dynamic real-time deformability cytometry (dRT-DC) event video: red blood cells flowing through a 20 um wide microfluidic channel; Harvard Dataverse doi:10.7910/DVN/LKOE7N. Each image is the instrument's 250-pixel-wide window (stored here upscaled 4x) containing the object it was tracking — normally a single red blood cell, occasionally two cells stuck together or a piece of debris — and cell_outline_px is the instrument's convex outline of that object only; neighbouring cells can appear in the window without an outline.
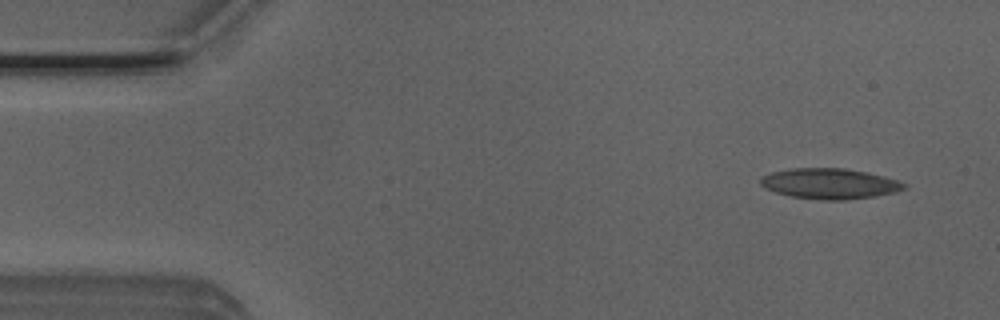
{"species": "Egyptian fruit bat (a non-hibernating species)", "species_latin": "Rousettus aegyptiacus", "temperature_condition": "room temperature", "stored_images_in_passage": 5, "camera_frame_rate_fps": 3000, "um_per_image_px": 0.085, "animal": {"sex": "male"}, "frame": {"image": 1, "passage_image": 1, "time_ms": 0.0, "image_size_px": [1000, 320], "cell_outline_px": [[908, 188], [896, 192], [876, 196], [844, 200], [824, 200], [792, 196], [776, 192], [764, 188], [760, 184], [760, 180], [764, 176], [772, 172], [792, 168], [844, 168], [868, 172], [896, 180], [908, 184]], "centroid_in_image_um": [70.56, 15.61], "position_along_channel_um": 14.4, "area_um2": 25.49}}